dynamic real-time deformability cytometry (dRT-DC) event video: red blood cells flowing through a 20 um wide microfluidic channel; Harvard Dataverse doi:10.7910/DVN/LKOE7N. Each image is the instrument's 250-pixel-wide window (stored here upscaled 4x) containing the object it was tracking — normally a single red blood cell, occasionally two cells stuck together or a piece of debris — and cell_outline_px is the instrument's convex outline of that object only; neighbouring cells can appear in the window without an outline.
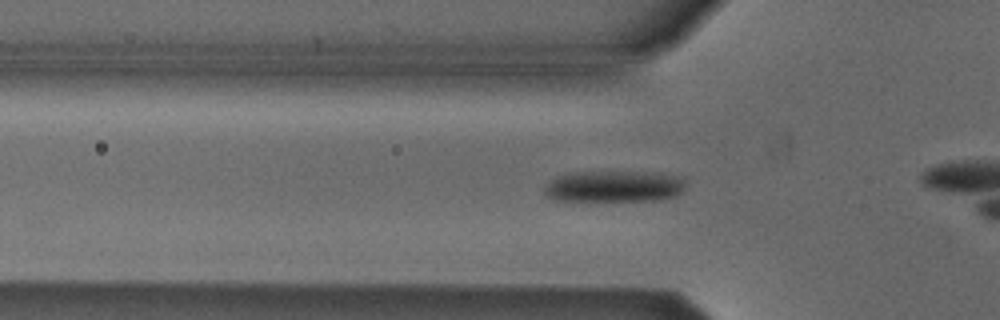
{"species": "Egyptian fruit bat (a non-hibernating species)", "species_latin": "Rousettus aegyptiacus", "temperature_condition": "cold", "stored_images_in_passage": 12, "camera_frame_rate_fps": 3000, "um_per_image_px": 0.085, "animal": {"sex": "male"}, "frame": {"image": 1, "passage_image": 6, "time_ms": 1.667, "image_size_px": [1000, 320], "cell_outline_px": [[684, 188], [676, 196], [660, 200], [588, 204], [552, 200], [544, 192], [544, 188], [548, 180], [556, 176], [568, 172], [660, 172], [684, 176]], "centroid_in_image_um": [52.14, 15.89], "position_along_channel_um": 73.7, "area_um2": 27.74}}
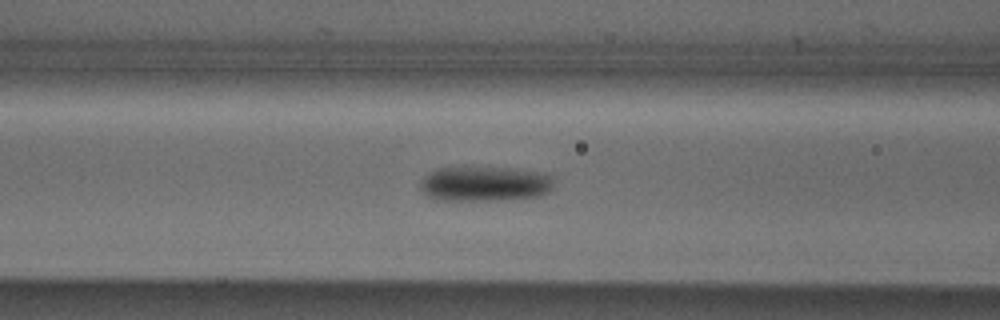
{"frame": {"image": 2, "passage_image": 10, "time_ms": 3.0, "image_size_px": [1000, 320], "cell_outline_px": [[552, 188], [548, 192], [540, 196], [496, 200], [432, 200], [420, 192], [420, 180], [428, 172], [436, 168], [516, 168], [536, 172], [552, 176]], "centroid_in_image_um": [41.12, 15.64], "position_along_channel_um": 125.5, "area_um2": 27.34}}